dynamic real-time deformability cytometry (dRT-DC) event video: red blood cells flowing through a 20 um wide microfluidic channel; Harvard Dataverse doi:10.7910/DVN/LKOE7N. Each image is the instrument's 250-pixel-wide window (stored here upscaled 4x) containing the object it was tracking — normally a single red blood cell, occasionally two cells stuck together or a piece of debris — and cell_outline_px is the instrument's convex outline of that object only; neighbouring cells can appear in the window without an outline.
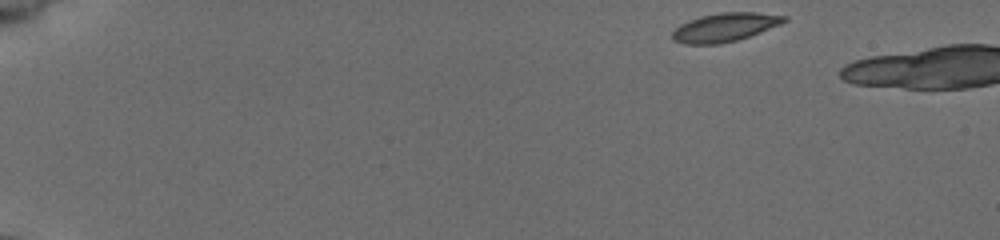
{"species": "common noctule bat (a hibernating species)", "species_latin": "Nyctalus noctula", "temperature_condition": "cold", "stored_images_in_passage": 5, "camera_frame_rate_fps": 3000, "um_per_image_px": 0.085, "animal": {"sex": "female", "body_mass_g": 19.5, "forearm_length_mm": 54.1}, "frame": {"image": 1, "passage_image": 1, "time_ms": 0.0, "image_size_px": [1000, 240], "cell_outline_px": [[788, 20], [780, 24], [760, 32], [736, 40], [720, 44], [684, 44], [672, 40], [672, 32], [680, 24], [688, 20], [700, 16], [720, 12], [756, 12], [788, 16]], "centroid_in_image_um": [61.59, 2.31], "position_along_channel_um": 23.4, "area_um2": 18.67}}